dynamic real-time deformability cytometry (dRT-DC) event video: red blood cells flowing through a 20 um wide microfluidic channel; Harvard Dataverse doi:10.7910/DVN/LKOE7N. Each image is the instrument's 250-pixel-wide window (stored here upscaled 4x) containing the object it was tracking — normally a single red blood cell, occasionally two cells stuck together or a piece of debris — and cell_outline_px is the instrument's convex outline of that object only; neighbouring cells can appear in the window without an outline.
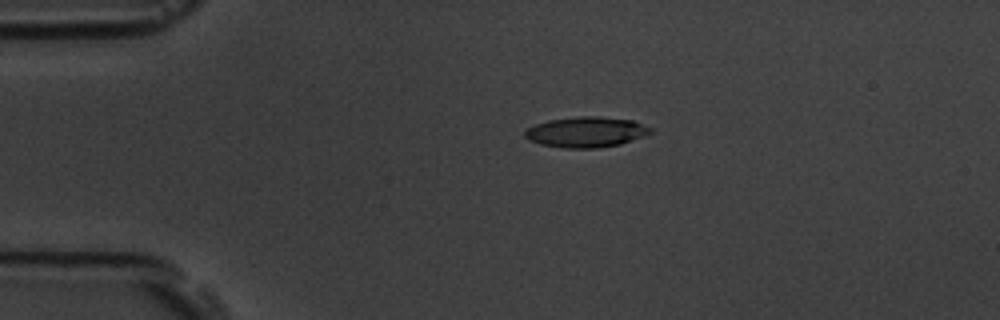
{"species": "common noctule bat (a hibernating species)", "species_latin": "Nyctalus noctula", "temperature_condition": "room temperature", "stored_images_in_passage": 5, "camera_frame_rate_fps": 3000, "um_per_image_px": 0.085, "animal": {"sex": "male", "body_mass_g": 19.5, "forearm_length_mm": 54.6}, "frame": {"image": 1, "passage_image": 3, "time_ms": 0.667, "image_size_px": [1000, 320], "cell_outline_px": [[652, 132], [620, 144], [596, 148], [564, 148], [540, 144], [528, 140], [524, 136], [524, 132], [528, 128], [536, 124], [548, 120], [576, 116], [600, 116], [632, 120], [652, 128]], "centroid_in_image_um": [49.78, 11.22], "position_along_channel_um": 35.2, "area_um2": 22.25}}
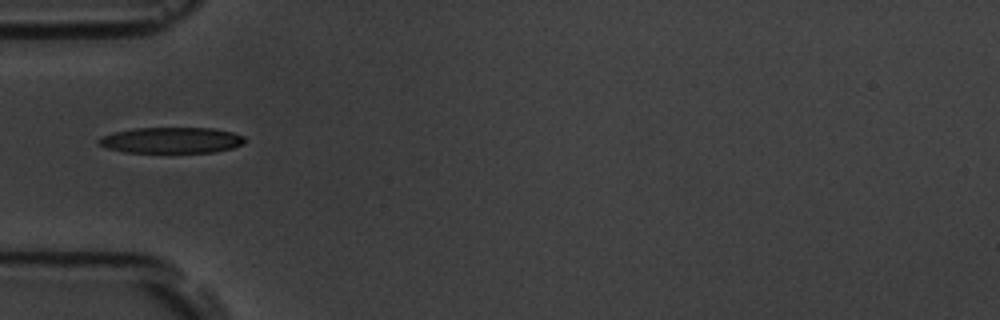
{"frame": {"image": 2, "passage_image": 5, "time_ms": 1.333, "image_size_px": [1000, 320], "cell_outline_px": [[248, 140], [232, 148], [212, 152], [124, 152], [108, 148], [100, 144], [96, 140], [100, 136], [112, 132], [136, 128], [212, 128], [232, 132], [244, 136]], "centroid_in_image_um": [14.55, 11.91], "position_along_channel_um": 70.5, "area_um2": 22.02}}